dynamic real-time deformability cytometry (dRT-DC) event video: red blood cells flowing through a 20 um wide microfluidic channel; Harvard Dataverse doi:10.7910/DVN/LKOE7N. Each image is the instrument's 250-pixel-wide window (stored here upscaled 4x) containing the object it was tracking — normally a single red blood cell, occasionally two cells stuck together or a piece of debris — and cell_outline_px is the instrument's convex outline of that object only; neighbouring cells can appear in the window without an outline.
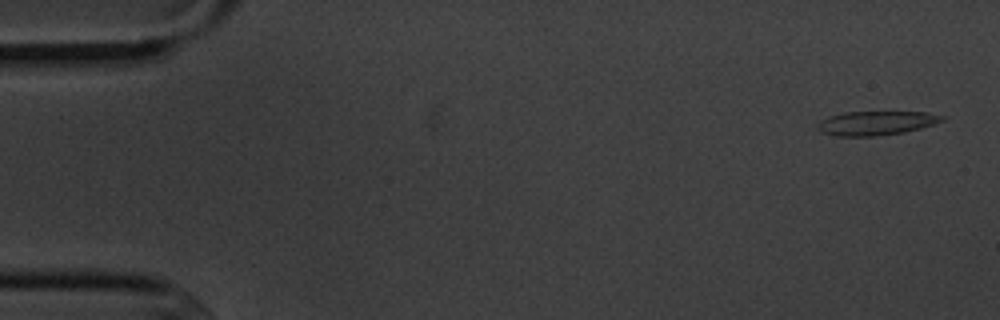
{"species": "common noctule bat (a hibernating species)", "species_latin": "Nyctalus noctula", "temperature_condition": "cold", "stored_images_in_passage": 6, "camera_frame_rate_fps": 3000, "um_per_image_px": 0.085, "animal": {"sex": "male", "body_mass_g": 20.1, "forearm_length_mm": 53.5}, "frame": {"image": 1, "passage_image": 1, "time_ms": 0.0, "image_size_px": [1000, 320], "cell_outline_px": [[944, 120], [920, 128], [904, 132], [876, 136], [836, 136], [824, 132], [816, 128], [816, 124], [820, 120], [828, 116], [844, 112], [924, 112], [944, 116]], "centroid_in_image_um": [74.42, 10.46], "position_along_channel_um": 10.6, "area_um2": 17.34}}
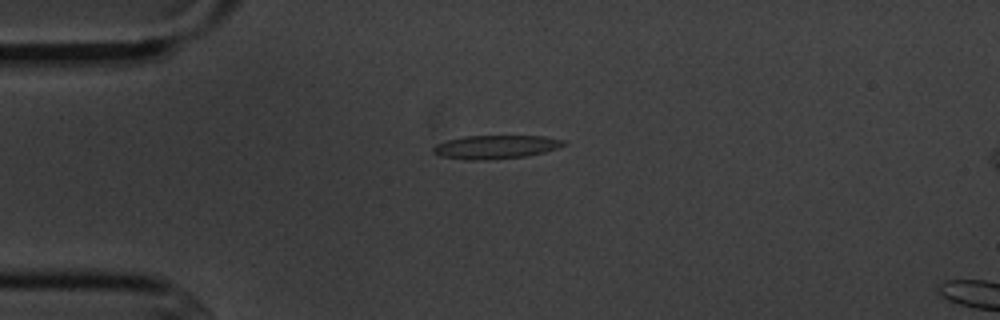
{"frame": {"image": 2, "passage_image": 4, "time_ms": 3.667, "image_size_px": [1000, 320], "cell_outline_px": [[568, 144], [544, 152], [524, 156], [488, 160], [468, 160], [440, 156], [432, 152], [432, 148], [436, 144], [448, 140], [464, 136], [544, 136], [564, 140]], "centroid_in_image_um": [42.12, 12.49], "position_along_channel_um": 42.9, "area_um2": 17.86}}
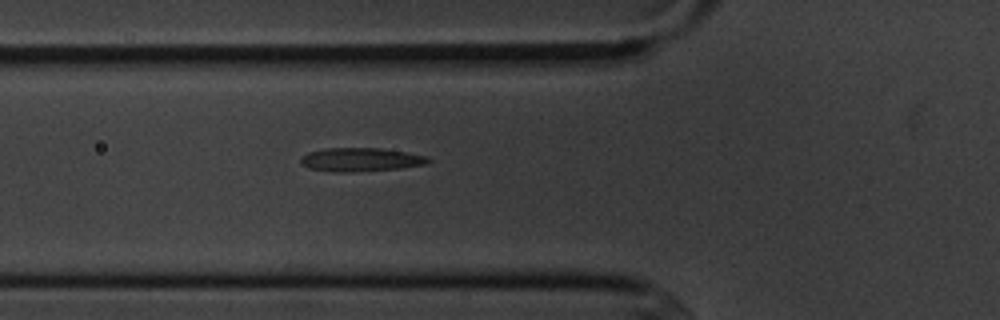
{"frame": {"image": 3, "passage_image": 6, "time_ms": 5.667, "image_size_px": [1000, 320], "cell_outline_px": [[432, 160], [428, 164], [400, 168], [348, 172], [336, 172], [308, 168], [300, 164], [300, 156], [308, 152], [324, 148], [380, 148], [428, 156]], "centroid_in_image_um": [30.64, 13.56], "position_along_channel_um": 95.2, "area_um2": 17.63}}